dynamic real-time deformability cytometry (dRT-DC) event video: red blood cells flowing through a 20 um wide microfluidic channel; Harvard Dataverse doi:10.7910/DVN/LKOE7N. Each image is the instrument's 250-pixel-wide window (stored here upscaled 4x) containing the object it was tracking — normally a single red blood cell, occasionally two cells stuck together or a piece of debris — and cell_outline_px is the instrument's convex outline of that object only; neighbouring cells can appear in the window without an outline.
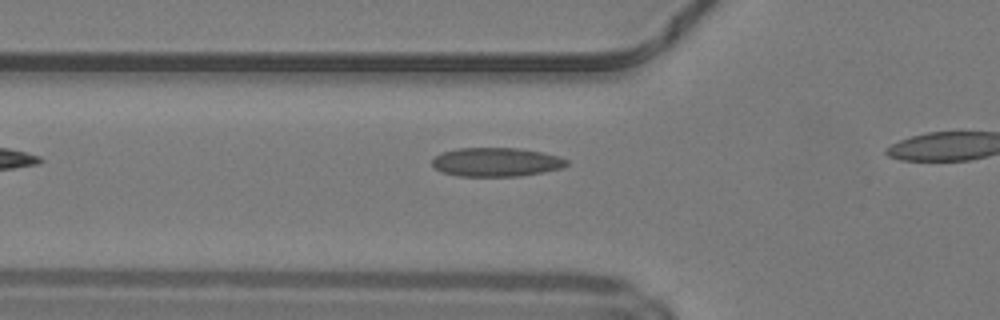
{"species": "common noctule bat (a hibernating species)", "species_latin": "Nyctalus noctula", "temperature_condition": "warm", "stored_images_in_passage": 8, "camera_frame_rate_fps": 3000, "um_per_image_px": 0.085, "animal": {"sex": "male", "body_mass_g": 19.2, "forearm_length_mm": 51.8}, "frame": {"image": 1, "passage_image": 3, "time_ms": 0.667, "image_size_px": [1000, 320], "cell_outline_px": [[568, 164], [560, 168], [544, 172], [520, 176], [456, 176], [440, 172], [432, 164], [432, 160], [436, 156], [444, 152], [456, 148], [520, 148], [560, 156], [568, 160]], "centroid_in_image_um": [42.18, 13.78], "position_along_channel_um": 83.6, "area_um2": 22.66}}
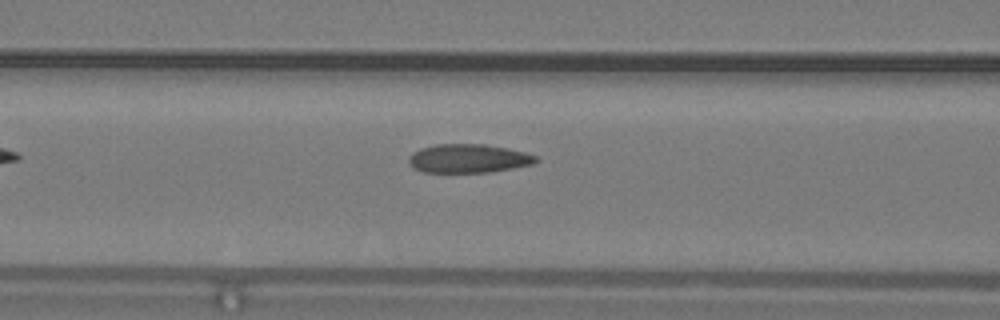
{"frame": {"image": 2, "passage_image": 6, "time_ms": 1.667, "image_size_px": [1000, 320], "cell_outline_px": [[540, 160], [532, 164], [512, 168], [488, 172], [424, 172], [412, 168], [408, 160], [412, 152], [420, 148], [436, 144], [484, 144], [508, 148], [524, 152], [536, 156]], "centroid_in_image_um": [39.8, 13.46], "position_along_channel_um": 126.8, "area_um2": 21.27}}